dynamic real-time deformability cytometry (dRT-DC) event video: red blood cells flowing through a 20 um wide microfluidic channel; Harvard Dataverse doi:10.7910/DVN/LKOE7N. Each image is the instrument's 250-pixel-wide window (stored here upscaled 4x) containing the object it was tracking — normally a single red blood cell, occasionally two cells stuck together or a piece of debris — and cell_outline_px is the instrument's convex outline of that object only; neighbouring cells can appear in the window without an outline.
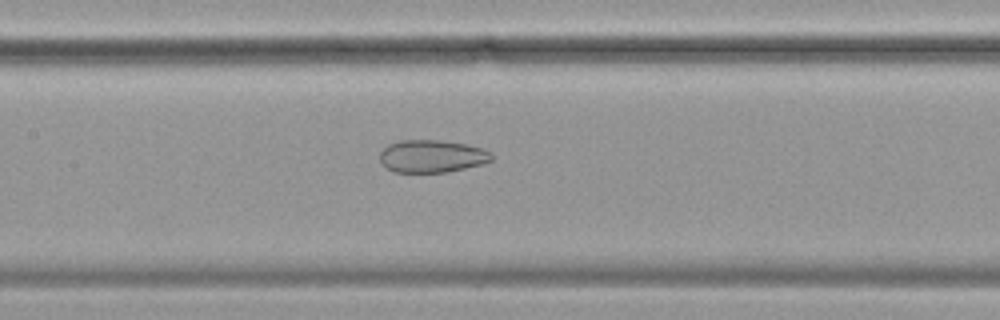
{"species": "common noctule bat (a hibernating species)", "species_latin": "Nyctalus noctula", "temperature_condition": "cold", "stored_images_in_passage": 49, "camera_frame_rate_fps": 3000, "um_per_image_px": 0.085, "animal": {"sex": "female", "body_mass_g": 19.9}, "frame": {"image": 1, "passage_image": 19, "time_ms": 6.0, "image_size_px": [1000, 320], "cell_outline_px": [[492, 160], [484, 164], [448, 172], [392, 172], [380, 160], [380, 152], [388, 144], [400, 140], [440, 140], [464, 144], [484, 148], [492, 152]], "centroid_in_image_um": [36.74, 13.28], "position_along_channel_um": 170.7, "area_um2": 21.33}}
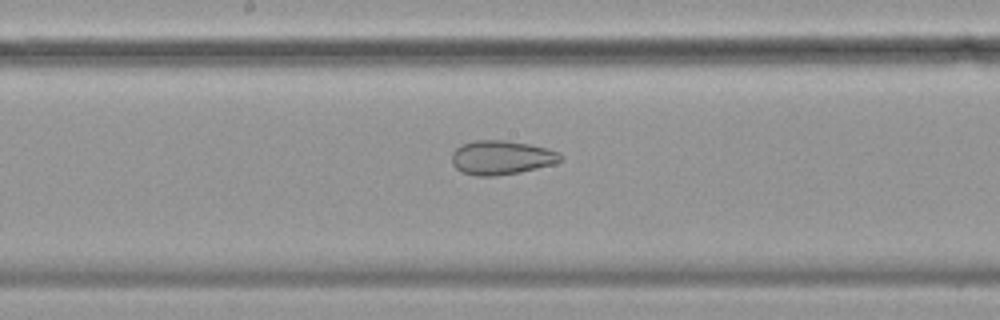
{"frame": {"image": 2, "passage_image": 22, "time_ms": 7.0, "image_size_px": [1000, 320], "cell_outline_px": [[560, 160], [556, 164], [520, 172], [496, 176], [476, 176], [460, 172], [452, 164], [452, 152], [456, 148], [464, 144], [476, 140], [504, 140], [528, 144], [548, 148], [560, 152]], "centroid_in_image_um": [42.61, 13.4], "position_along_channel_um": 205.6, "area_um2": 21.68}}
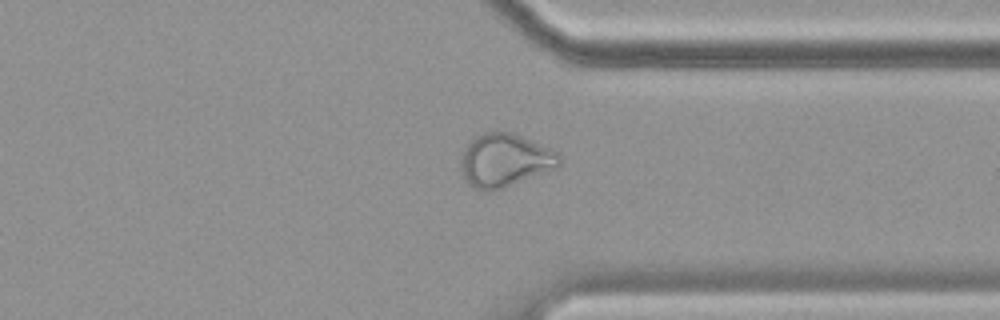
{"frame": {"image": 3, "passage_image": 36, "time_ms": 11.667, "image_size_px": [1000, 320], "cell_outline_px": [[560, 164], [556, 168], [504, 188], [488, 192], [484, 192], [472, 188], [464, 180], [460, 172], [460, 160], [464, 148], [476, 136], [484, 132], [512, 132], [552, 148], [560, 156]], "centroid_in_image_um": [42.87, 13.65], "position_along_channel_um": 368.5, "area_um2": 30.92}, "authors_computed_cell_mechanics": {"area_um2": 29.1312, "velocity_mm_per_s": 3.504, "shape_relaxation_time_tau1_ms": null, "shape_relaxation_time_tau2_ms": 1.858, "deformation_change_tau1": null, "deformation_change_tau2": 0.0713}}